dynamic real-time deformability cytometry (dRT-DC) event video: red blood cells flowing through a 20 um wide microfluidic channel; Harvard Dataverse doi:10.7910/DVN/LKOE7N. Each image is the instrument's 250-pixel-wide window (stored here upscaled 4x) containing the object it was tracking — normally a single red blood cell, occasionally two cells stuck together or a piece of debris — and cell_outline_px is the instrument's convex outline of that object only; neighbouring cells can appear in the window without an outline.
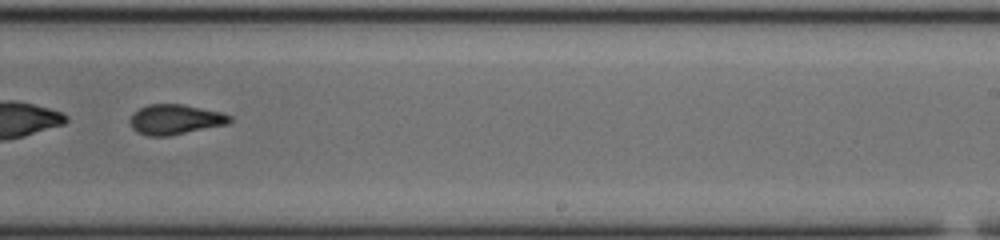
{"species": "common noctule bat (a hibernating species)", "species_latin": "Nyctalus noctula", "temperature_condition": "cold", "stored_images_in_passage": 51, "segment_of_instrument_passage": [2, 2], "camera_frame_rate_fps": 3000, "um_per_image_px": 0.085, "animal": {"sex": "male", "body_mass_g": 20.0, "forearm_length_mm": 53.3}, "frame": {"image": 1, "passage_image": 31, "time_ms": 10.0, "image_size_px": [1000, 240], "cell_outline_px": [[232, 120], [228, 124], [168, 136], [148, 136], [136, 132], [132, 128], [132, 116], [140, 108], [148, 104], [184, 104], [220, 112], [232, 116]], "centroid_in_image_um": [14.92, 10.15], "position_along_channel_um": 274.1, "area_um2": 17.28}}